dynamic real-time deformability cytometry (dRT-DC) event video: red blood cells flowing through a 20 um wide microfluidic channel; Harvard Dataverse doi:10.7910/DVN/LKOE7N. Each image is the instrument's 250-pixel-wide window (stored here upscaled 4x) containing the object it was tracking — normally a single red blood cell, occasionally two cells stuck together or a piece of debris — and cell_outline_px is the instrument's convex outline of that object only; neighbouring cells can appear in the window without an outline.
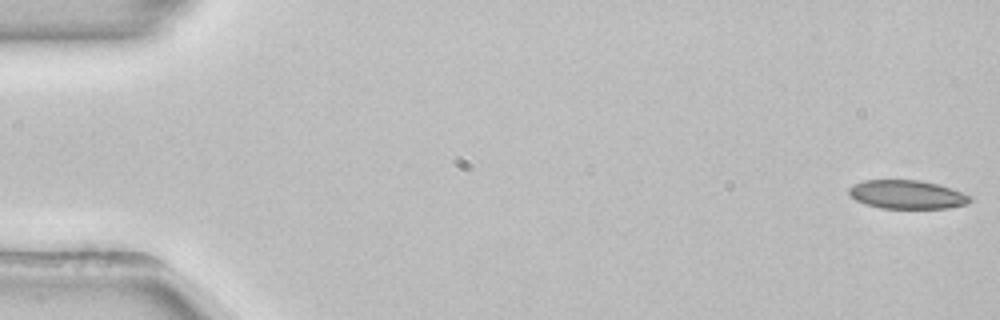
{"species": "common noctule bat (a hibernating species)", "species_latin": "Nyctalus noctula", "temperature_condition": "room temperature", "stored_images_in_passage": 13, "camera_frame_rate_fps": 3000, "um_per_image_px": 0.085, "animal": {"sex": "female", "body_mass_g": 22.7, "forearm_length_mm": 54.2}, "frame": {"image": 1, "passage_image": 1, "time_ms": 0.0, "image_size_px": [1000, 320], "cell_outline_px": [[972, 200], [968, 204], [948, 208], [880, 208], [864, 204], [856, 200], [848, 192], [848, 188], [852, 184], [864, 180], [920, 180], [936, 184], [972, 196]], "centroid_in_image_um": [77.07, 16.54], "position_along_channel_um": 7.9, "area_um2": 20.17}}